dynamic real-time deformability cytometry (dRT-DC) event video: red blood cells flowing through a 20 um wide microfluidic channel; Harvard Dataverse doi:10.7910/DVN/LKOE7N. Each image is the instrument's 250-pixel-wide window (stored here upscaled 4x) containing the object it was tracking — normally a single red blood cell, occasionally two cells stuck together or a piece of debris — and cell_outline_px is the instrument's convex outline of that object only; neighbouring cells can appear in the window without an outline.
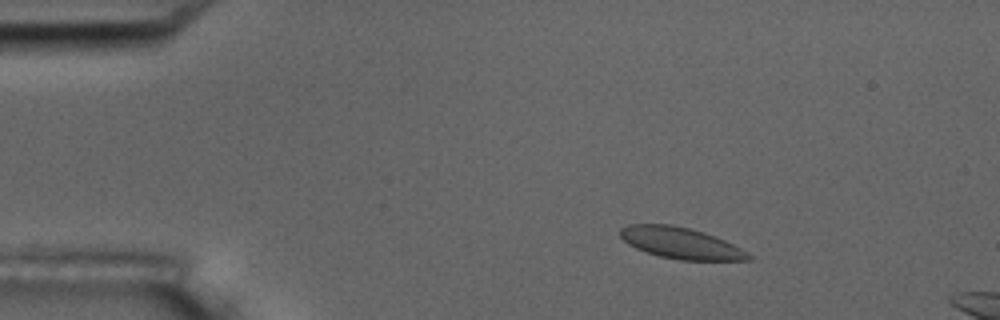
{"species": "common noctule bat (a hibernating species)", "species_latin": "Nyctalus noctula", "temperature_condition": "room temperature", "stored_images_in_passage": 5, "camera_frame_rate_fps": 3000, "um_per_image_px": 0.085, "animal": {"sex": "male", "body_mass_g": 17.5, "forearm_length_mm": 52.3}, "frame": {"image": 1, "passage_image": 3, "time_ms": 2.333, "image_size_px": [1000, 320], "cell_outline_px": [[752, 260], [680, 260], [660, 256], [636, 248], [628, 244], [620, 236], [620, 228], [628, 224], [672, 224], [704, 232], [724, 240], [740, 248], [752, 256]], "centroid_in_image_um": [57.84, 20.65], "position_along_channel_um": 27.2, "area_um2": 23.18}}